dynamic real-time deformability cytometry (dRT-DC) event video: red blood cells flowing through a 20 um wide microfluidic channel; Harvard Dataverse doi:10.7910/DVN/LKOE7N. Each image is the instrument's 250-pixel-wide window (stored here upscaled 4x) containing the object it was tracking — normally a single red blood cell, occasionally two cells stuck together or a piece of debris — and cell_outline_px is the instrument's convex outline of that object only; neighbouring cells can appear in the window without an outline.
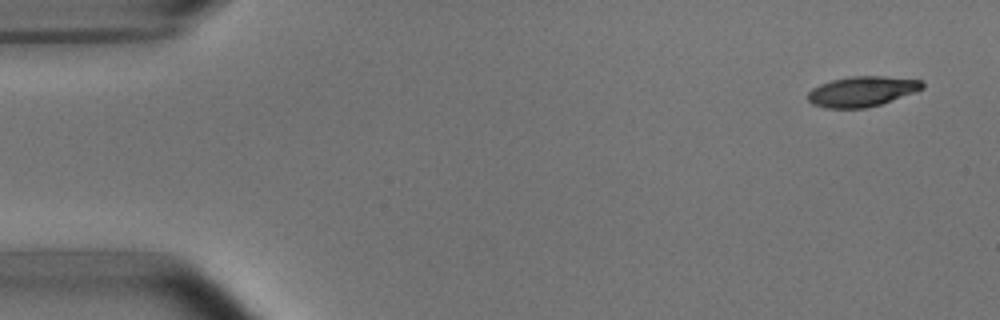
{"species": "common noctule bat (a hibernating species)", "species_latin": "Nyctalus noctula", "temperature_condition": "room temperature", "stored_images_in_passage": 2, "camera_frame_rate_fps": 3000, "um_per_image_px": 0.085, "animal": {"sex": "male", "body_mass_g": 15.6}, "frame": {"image": 1, "passage_image": 2, "time_ms": 1.333, "image_size_px": [1000, 320], "cell_outline_px": [[924, 88], [916, 92], [880, 104], [864, 108], [824, 108], [812, 104], [808, 100], [808, 92], [812, 88], [820, 84], [832, 80], [852, 76], [884, 76], [920, 80], [924, 84]], "centroid_in_image_um": [73.26, 7.77], "position_along_channel_um": 11.7, "area_um2": 20.11}}